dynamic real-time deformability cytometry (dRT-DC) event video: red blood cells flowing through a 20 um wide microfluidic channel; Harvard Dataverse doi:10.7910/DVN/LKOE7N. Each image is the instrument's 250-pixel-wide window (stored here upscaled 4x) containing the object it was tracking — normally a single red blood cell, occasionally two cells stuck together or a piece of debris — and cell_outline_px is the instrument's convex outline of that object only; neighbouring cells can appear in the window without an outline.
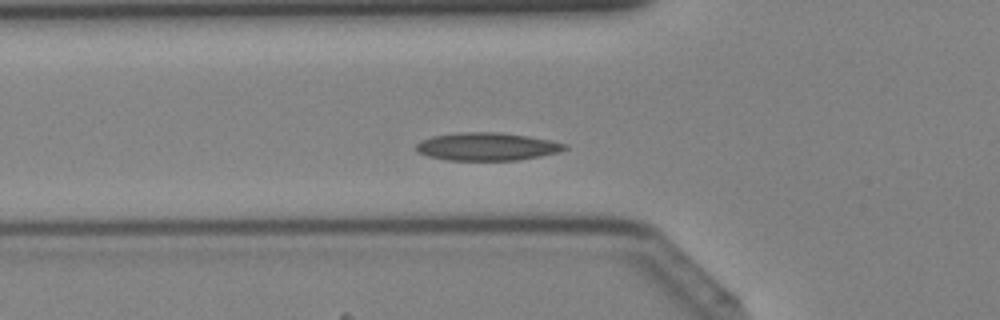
{"species": "Egyptian fruit bat (a non-hibernating species)", "species_latin": "Rousettus aegyptiacus", "temperature_condition": "cold", "stored_images_in_passage": 35, "segment_of_instrument_passage": [1, 2], "camera_frame_rate_fps": 3000, "um_per_image_px": 0.085, "animal": {"sex": "female"}, "frame": {"image": 1, "passage_image": 6, "time_ms": 1.667, "image_size_px": [1000, 320], "cell_outline_px": [[568, 148], [560, 152], [540, 156], [516, 160], [448, 160], [428, 156], [420, 152], [416, 148], [416, 144], [420, 140], [432, 136], [460, 132], [500, 132], [528, 136], [552, 140], [568, 144]], "centroid_in_image_um": [41.43, 12.45], "position_along_channel_um": 84.4, "area_um2": 24.22}}
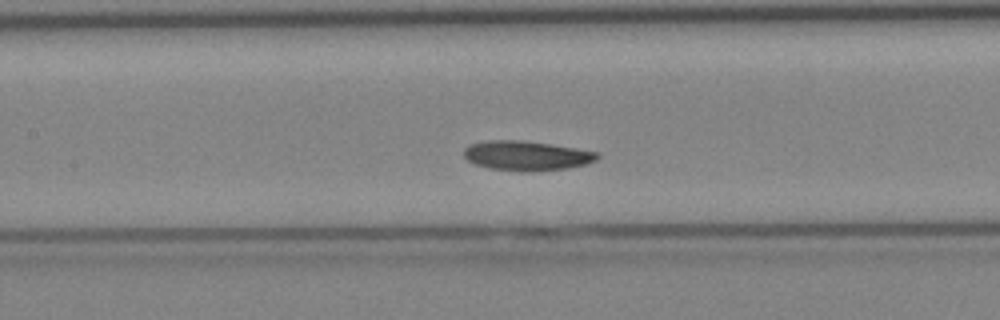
{"frame": {"image": 2, "passage_image": 11, "time_ms": 3.333, "image_size_px": [1000, 320], "cell_outline_px": [[600, 156], [596, 160], [584, 164], [568, 168], [528, 172], [520, 172], [488, 168], [476, 164], [468, 160], [464, 156], [464, 148], [468, 144], [488, 140], [520, 140], [576, 148], [600, 152]], "centroid_in_image_um": [44.74, 13.23], "position_along_channel_um": 162.7, "area_um2": 23.12}}
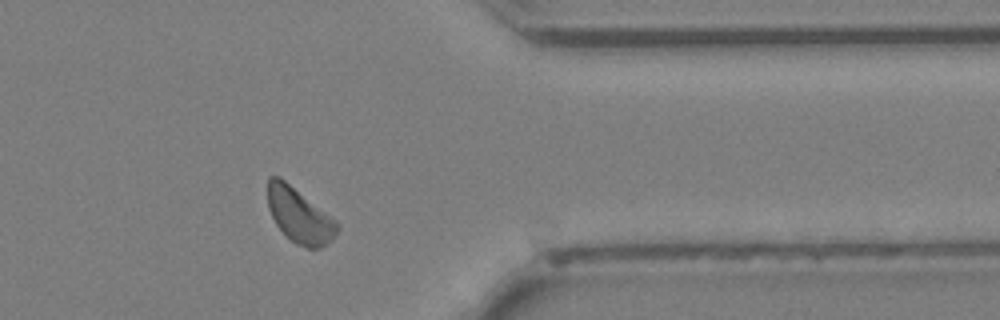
{"frame": {"image": 3, "passage_image": 26, "time_ms": 8.333, "image_size_px": [1000, 320], "cell_outline_px": [[340, 228], [332, 240], [320, 248], [308, 248], [296, 244], [276, 224], [268, 208], [268, 176], [280, 176], [336, 220], [340, 224]], "centroid_in_image_um": [25.47, 18.3], "position_along_channel_um": 385.9, "area_um2": 22.02}}